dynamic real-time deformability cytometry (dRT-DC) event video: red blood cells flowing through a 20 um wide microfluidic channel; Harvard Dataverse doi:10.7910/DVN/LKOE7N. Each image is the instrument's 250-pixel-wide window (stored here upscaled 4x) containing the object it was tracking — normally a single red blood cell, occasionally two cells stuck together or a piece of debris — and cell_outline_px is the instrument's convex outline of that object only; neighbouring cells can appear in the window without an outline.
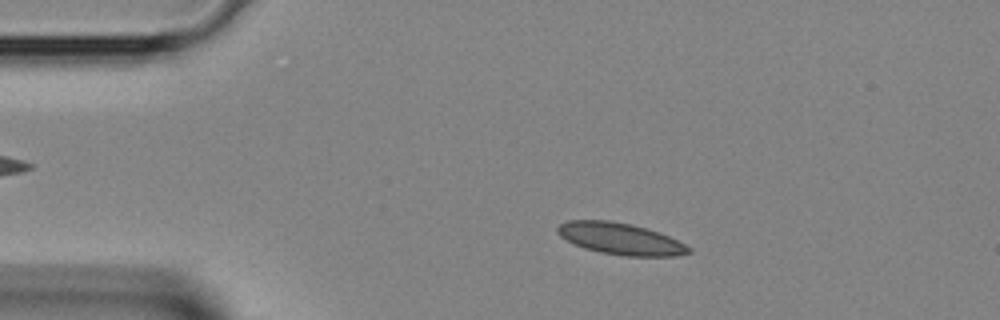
{"species": "Egyptian fruit bat (a non-hibernating species)", "species_latin": "Rousettus aegyptiacus", "temperature_condition": "room temperature", "stored_images_in_passage": 4, "camera_frame_rate_fps": 3000, "um_per_image_px": 0.085, "animal": {"sex": "female"}, "frame": {"image": 1, "passage_image": 3, "time_ms": 0.667, "image_size_px": [1000, 320], "cell_outline_px": [[692, 252], [676, 256], [624, 256], [600, 252], [584, 248], [560, 236], [556, 232], [556, 228], [560, 224], [568, 220], [608, 220], [632, 224], [660, 232], [692, 248]], "centroid_in_image_um": [52.74, 20.29], "position_along_channel_um": 32.3, "area_um2": 24.16}}